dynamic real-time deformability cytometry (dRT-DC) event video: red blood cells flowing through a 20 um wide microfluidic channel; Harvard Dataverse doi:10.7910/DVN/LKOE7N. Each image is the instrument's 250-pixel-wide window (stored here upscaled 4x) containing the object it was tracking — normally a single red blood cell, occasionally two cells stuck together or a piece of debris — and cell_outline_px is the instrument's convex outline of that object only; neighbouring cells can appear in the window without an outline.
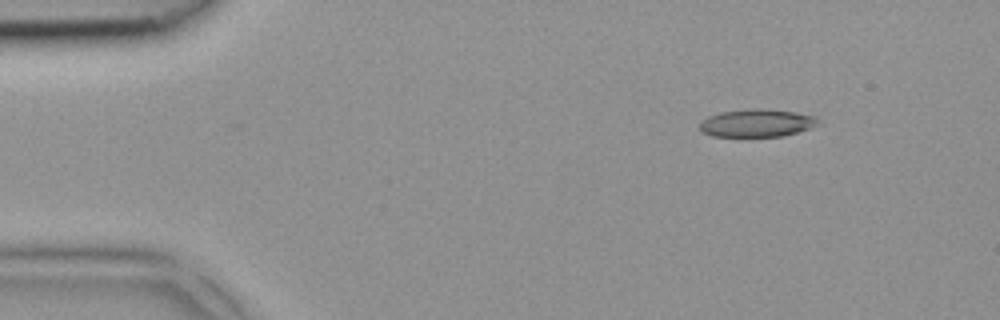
{"species": "common noctule bat (a hibernating species)", "species_latin": "Nyctalus noctula", "temperature_condition": "room temperature", "stored_images_in_passage": 2, "camera_frame_rate_fps": 3000, "um_per_image_px": 0.085, "animal": {"sex": "female", "body_mass_g": 18.4}, "frame": {"image": 1, "passage_image": 1, "time_ms": 0.0, "image_size_px": [1000, 320], "cell_outline_px": [[820, 124], [784, 136], [712, 136], [704, 132], [700, 128], [700, 124], [708, 116], [720, 112], [752, 108], [760, 108], [792, 112], [816, 116], [820, 120]], "centroid_in_image_um": [64.35, 10.45], "position_along_channel_um": 20.6, "area_um2": 18.96}}